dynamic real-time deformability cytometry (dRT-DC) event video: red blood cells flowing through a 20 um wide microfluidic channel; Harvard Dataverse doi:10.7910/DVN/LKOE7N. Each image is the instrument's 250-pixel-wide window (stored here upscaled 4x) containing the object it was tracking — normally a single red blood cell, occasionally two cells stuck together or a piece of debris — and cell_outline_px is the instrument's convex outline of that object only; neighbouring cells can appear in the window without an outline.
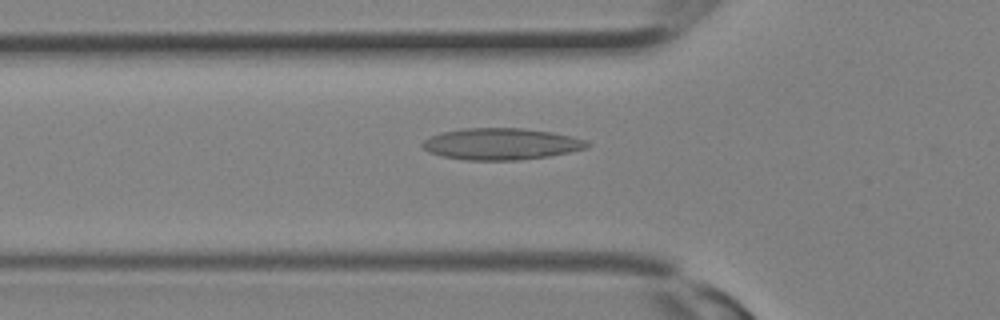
{"species": "Egyptian fruit bat (a non-hibernating species)", "species_latin": "Rousettus aegyptiacus", "temperature_condition": "room temperature", "stored_images_in_passage": 16, "camera_frame_rate_fps": 3000, "um_per_image_px": 0.085, "animal": {"sex": "female"}, "frame": {"image": 1, "passage_image": 10, "time_ms": 3.0, "image_size_px": [1000, 320], "cell_outline_px": [[592, 144], [588, 148], [548, 156], [520, 160], [464, 160], [440, 156], [428, 152], [420, 144], [424, 140], [432, 136], [444, 132], [464, 128], [520, 128], [552, 132], [572, 136], [588, 140]], "centroid_in_image_um": [42.62, 12.24], "position_along_channel_um": 83.2, "area_um2": 30.4}}
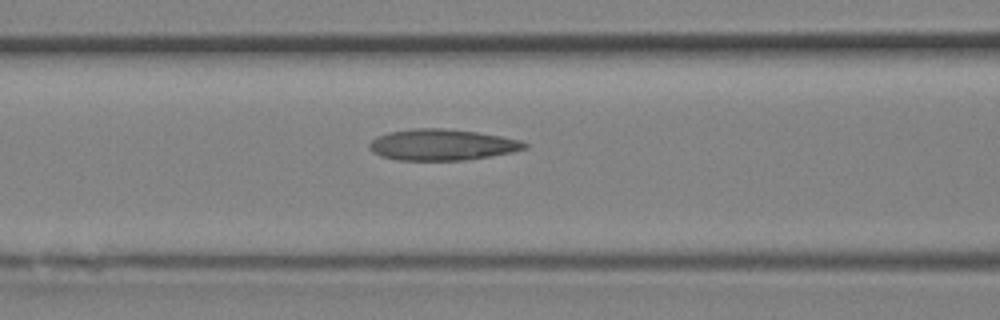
{"frame": {"image": 2, "passage_image": 12, "time_ms": 3.667, "image_size_px": [1000, 320], "cell_outline_px": [[528, 148], [512, 152], [464, 160], [396, 160], [380, 156], [372, 152], [368, 148], [368, 144], [376, 136], [388, 132], [416, 128], [440, 128], [476, 132], [500, 136], [520, 140], [528, 144]], "centroid_in_image_um": [37.53, 12.3], "position_along_channel_um": 129.1, "area_um2": 28.15}}
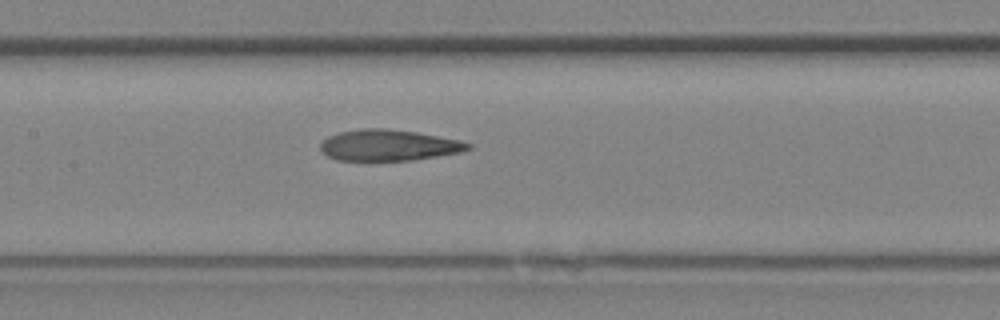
{"frame": {"image": 3, "passage_image": 14, "time_ms": 4.333, "image_size_px": [1000, 320], "cell_outline_px": [[472, 148], [460, 152], [436, 156], [408, 160], [336, 160], [320, 152], [320, 144], [328, 136], [340, 132], [364, 128], [384, 128], [416, 132], [460, 140], [472, 144]], "centroid_in_image_um": [33.01, 12.34], "position_along_channel_um": 174.4, "area_um2": 26.59}}